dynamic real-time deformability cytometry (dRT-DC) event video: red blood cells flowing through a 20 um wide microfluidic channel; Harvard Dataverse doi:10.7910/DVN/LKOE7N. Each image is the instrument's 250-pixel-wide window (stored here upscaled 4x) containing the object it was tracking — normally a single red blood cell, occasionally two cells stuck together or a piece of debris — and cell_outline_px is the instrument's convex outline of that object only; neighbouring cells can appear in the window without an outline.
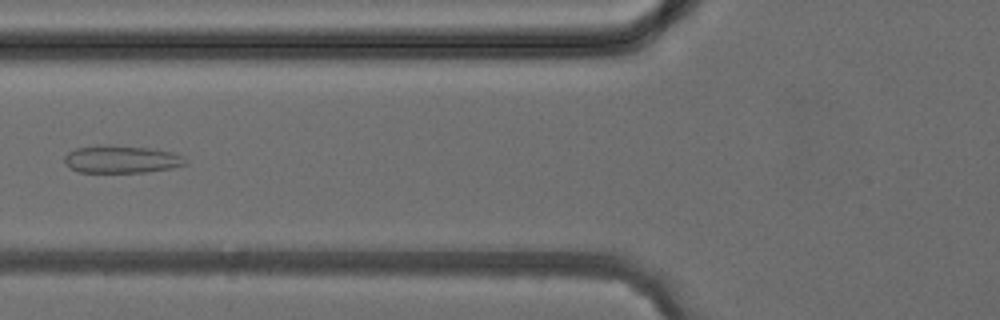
{"species": "common noctule bat (a hibernating species)", "species_latin": "Nyctalus noctula", "temperature_condition": "cold", "stored_images_in_passage": 6, "camera_frame_rate_fps": 3000, "um_per_image_px": 0.085, "animal": {"sex": "female", "body_mass_g": 24.6, "forearm_length_mm": 56.2}, "frame": {"image": 1, "passage_image": 6, "time_ms": 5.667, "image_size_px": [1000, 320], "cell_outline_px": [[188, 164], [172, 168], [144, 172], [80, 172], [68, 168], [64, 164], [64, 156], [68, 152], [76, 148], [148, 148], [172, 152], [184, 156], [188, 160]], "centroid_in_image_um": [10.37, 13.6], "position_along_channel_um": 115.4, "area_um2": 18.61}}